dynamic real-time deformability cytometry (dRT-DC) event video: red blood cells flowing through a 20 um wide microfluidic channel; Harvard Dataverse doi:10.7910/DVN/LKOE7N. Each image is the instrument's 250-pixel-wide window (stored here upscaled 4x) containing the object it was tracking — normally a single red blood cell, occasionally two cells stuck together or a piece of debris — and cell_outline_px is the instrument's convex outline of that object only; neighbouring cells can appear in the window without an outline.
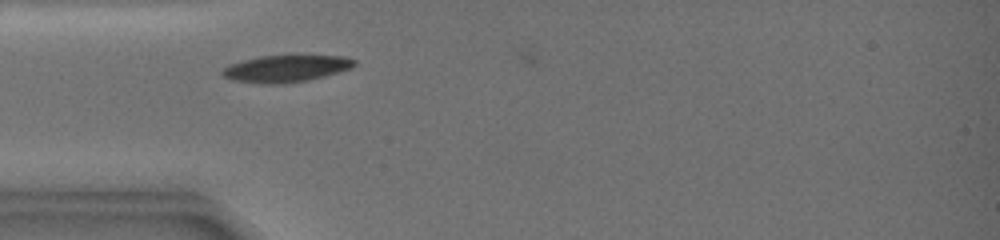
{"species": "common noctule bat (a hibernating species)", "species_latin": "Nyctalus noctula", "temperature_condition": "warm", "stored_images_in_passage": 29, "camera_frame_rate_fps": 3000, "um_per_image_px": 0.085, "animal": {"sex": "female", "body_mass_g": 19.0, "forearm_length_mm": 51.5}, "frame": {"image": 1, "passage_image": 5, "time_ms": 1.333, "image_size_px": [1000, 240], "cell_outline_px": [[356, 64], [352, 68], [304, 80], [236, 80], [224, 76], [220, 72], [224, 68], [232, 64], [244, 60], [260, 56], [288, 52], [296, 52], [348, 56], [356, 60]], "centroid_in_image_um": [24.48, 5.67], "position_along_channel_um": 60.5, "area_um2": 20.29}}
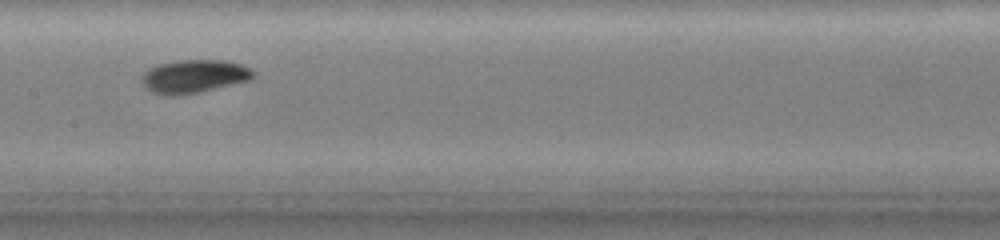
{"frame": {"image": 2, "passage_image": 15, "time_ms": 5.0, "image_size_px": [1000, 240], "cell_outline_px": [[256, 72], [248, 80], [196, 92], [156, 92], [148, 88], [144, 84], [144, 72], [160, 64], [180, 60], [224, 60], [240, 64], [252, 68]], "centroid_in_image_um": [16.6, 6.42], "position_along_channel_um": 190.8, "area_um2": 20.17}}
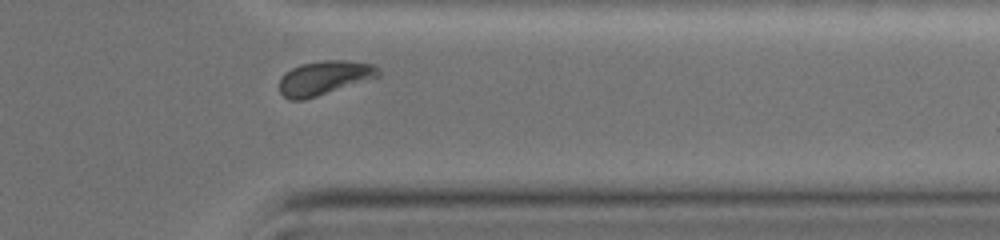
{"frame": {"image": 3, "passage_image": 29, "time_ms": 10.333, "image_size_px": [1000, 240], "cell_outline_px": [[380, 76], [304, 100], [288, 100], [280, 92], [280, 76], [284, 72], [300, 64], [320, 60], [344, 60], [372, 64], [380, 72]], "centroid_in_image_um": [27.51, 6.61], "position_along_channel_um": 383.9, "area_um2": 19.59}}